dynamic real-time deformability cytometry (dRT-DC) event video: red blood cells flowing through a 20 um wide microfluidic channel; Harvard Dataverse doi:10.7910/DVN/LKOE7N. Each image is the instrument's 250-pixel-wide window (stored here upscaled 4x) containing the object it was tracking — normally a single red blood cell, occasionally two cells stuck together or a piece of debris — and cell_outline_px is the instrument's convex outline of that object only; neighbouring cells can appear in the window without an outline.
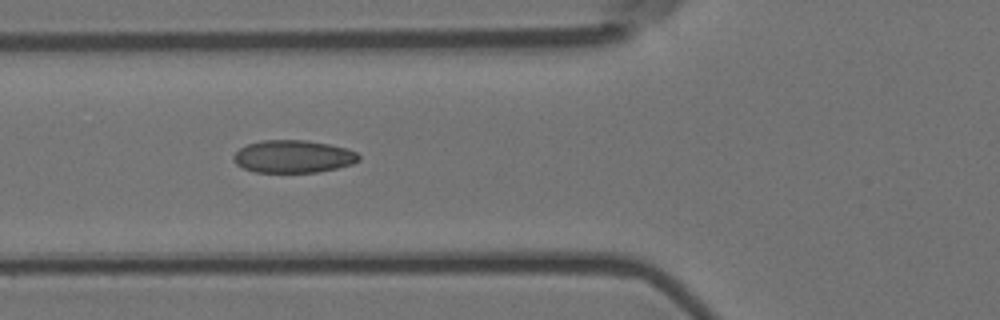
{"species": "Egyptian fruit bat (a non-hibernating species)", "species_latin": "Rousettus aegyptiacus", "temperature_condition": "room temperature", "stored_images_in_passage": 15, "camera_frame_rate_fps": 3000, "um_per_image_px": 0.085, "animal": {"sex": "female"}, "frame": {"image": 1, "passage_image": 6, "time_ms": 1.667, "image_size_px": [1000, 320], "cell_outline_px": [[360, 160], [352, 164], [336, 168], [316, 172], [256, 172], [244, 168], [236, 164], [232, 160], [232, 156], [240, 148], [248, 144], [260, 140], [308, 140], [348, 148], [356, 152], [360, 156]], "centroid_in_image_um": [24.92, 13.29], "position_along_channel_um": 100.9, "area_um2": 23.87}}
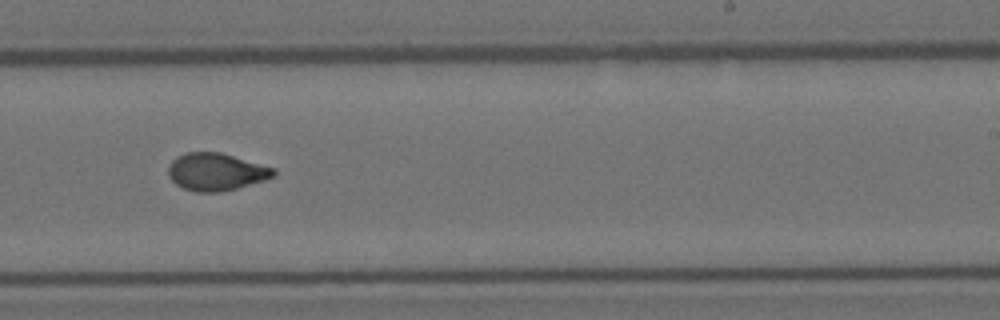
{"frame": {"image": 2, "passage_image": 10, "time_ms": 3.0, "image_size_px": [1000, 320], "cell_outline_px": [[276, 176], [264, 180], [236, 188], [220, 192], [196, 192], [184, 188], [176, 184], [168, 176], [168, 164], [176, 156], [184, 152], [220, 152], [276, 168]], "centroid_in_image_um": [18.36, 14.59], "position_along_channel_um": 270.6, "area_um2": 23.12}}
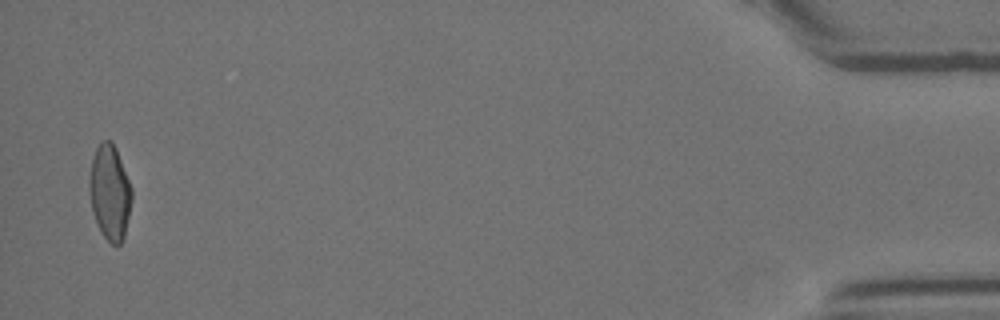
{"frame": {"image": 3, "passage_image": 15, "time_ms": 4.667, "image_size_px": [1000, 320], "cell_outline_px": [[132, 200], [124, 236], [120, 244], [112, 244], [104, 236], [92, 212], [88, 188], [88, 180], [92, 160], [96, 148], [104, 140], [112, 140], [116, 148], [132, 188]], "centroid_in_image_um": [9.33, 16.32], "position_along_channel_um": 425.9, "area_um2": 23.35}}